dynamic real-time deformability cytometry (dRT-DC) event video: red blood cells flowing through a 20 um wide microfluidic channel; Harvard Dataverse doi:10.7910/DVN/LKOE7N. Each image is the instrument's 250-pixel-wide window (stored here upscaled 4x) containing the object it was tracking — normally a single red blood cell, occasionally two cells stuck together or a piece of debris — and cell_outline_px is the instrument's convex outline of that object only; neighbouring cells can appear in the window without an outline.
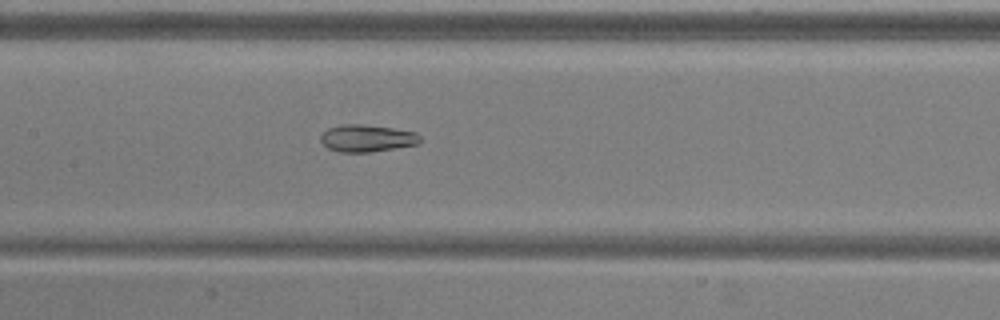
{"species": "common noctule bat (a hibernating species)", "species_latin": "Nyctalus noctula", "temperature_condition": "warm", "stored_images_in_passage": 53, "camera_frame_rate_fps": 3000, "um_per_image_px": 0.085, "animal": {"sex": "male", "body_mass_g": 20.5, "forearm_length_mm": 52.5}, "frame": {"image": 1, "passage_image": 25, "time_ms": 8.0, "image_size_px": [1000, 320], "cell_outline_px": [[420, 140], [416, 144], [372, 152], [340, 152], [328, 148], [320, 140], [320, 136], [328, 128], [344, 124], [360, 124], [392, 128], [416, 132], [420, 136]], "centroid_in_image_um": [31.17, 11.75], "position_along_channel_um": 176.2, "area_um2": 15.55}}
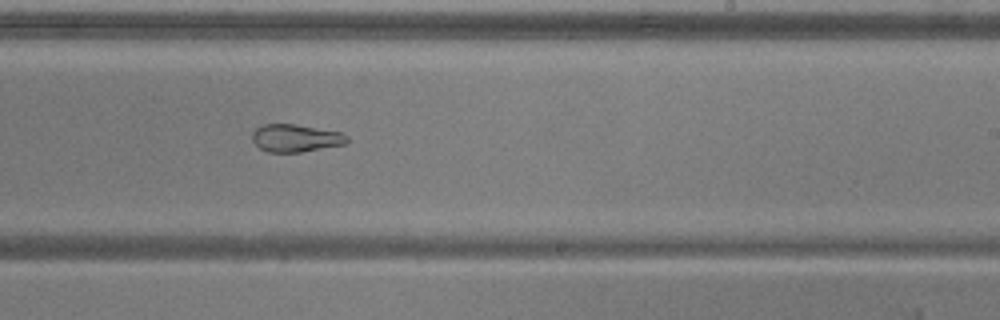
{"frame": {"image": 2, "passage_image": 32, "time_ms": 10.333, "image_size_px": [1000, 320], "cell_outline_px": [[348, 140], [344, 144], [300, 152], [268, 152], [260, 148], [252, 140], [252, 132], [260, 124], [296, 124], [340, 132], [348, 136]], "centroid_in_image_um": [25.09, 11.73], "position_along_channel_um": 263.9, "area_um2": 15.2}}
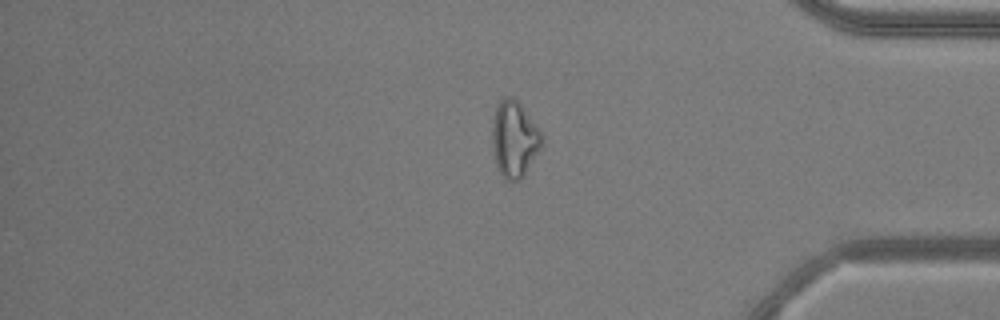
{"frame": {"image": 3, "passage_image": 44, "time_ms": 14.333, "image_size_px": [1000, 320], "cell_outline_px": [[540, 148], [524, 176], [520, 180], [512, 184], [504, 180], [496, 168], [492, 152], [492, 120], [496, 108], [500, 100], [504, 96], [512, 96], [520, 104], [540, 132]], "centroid_in_image_um": [43.65, 11.89], "position_along_channel_um": 391.6, "area_um2": 22.08}, "authors_computed_cell_mechanics": {"area_um2": 22.0796, "velocity_mm_per_s": 3.7806, "shape_relaxation_time_tau1_ms": null, "shape_relaxation_time_tau2_ms": 1.9574, "deformation_change_tau1": null, "deformation_change_tau2": 0.0873}}